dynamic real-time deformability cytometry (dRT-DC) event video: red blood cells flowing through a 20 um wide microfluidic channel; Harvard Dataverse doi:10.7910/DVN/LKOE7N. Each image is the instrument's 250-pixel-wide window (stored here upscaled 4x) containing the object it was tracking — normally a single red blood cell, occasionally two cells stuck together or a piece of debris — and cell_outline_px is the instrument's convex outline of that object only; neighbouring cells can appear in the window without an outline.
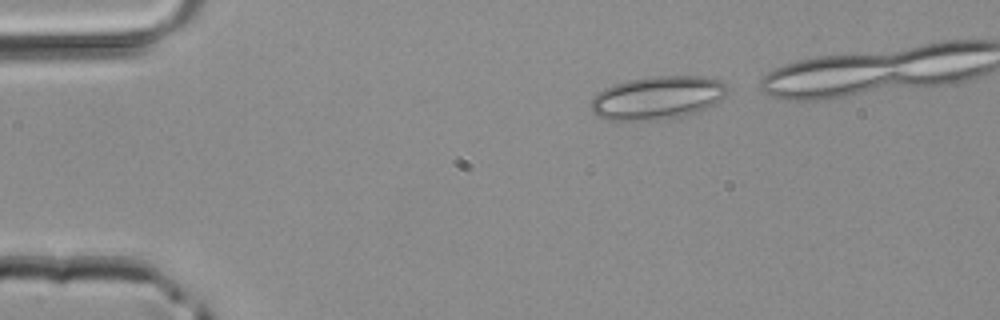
{"species": "common noctule bat (a hibernating species)", "species_latin": "Nyctalus noctula", "temperature_condition": "room temperature", "stored_images_in_passage": 32, "camera_frame_rate_fps": 3000, "um_per_image_px": 0.085, "animal": {"sex": "male", "body_mass_g": 20.4}, "frame": {"image": 1, "passage_image": 1, "time_ms": 0.0, "image_size_px": [1000, 320], "cell_outline_px": [[728, 92], [720, 100], [704, 108], [680, 116], [644, 120], [608, 120], [596, 116], [592, 112], [592, 96], [604, 88], [612, 84], [628, 80], [652, 76], [704, 76], [720, 80], [728, 88]], "centroid_in_image_um": [55.84, 8.28], "position_along_channel_um": 29.2, "area_um2": 34.04}}
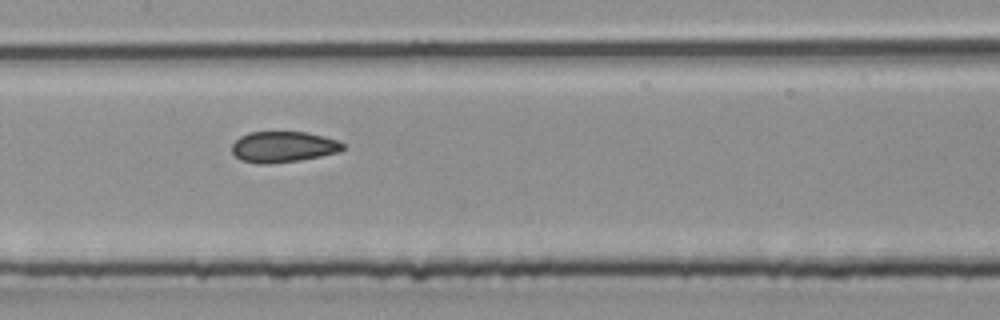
{"frame": {"image": 2, "passage_image": 15, "time_ms": 4.667, "image_size_px": [1000, 320], "cell_outline_px": [[344, 148], [340, 152], [300, 160], [268, 164], [260, 164], [240, 160], [232, 152], [232, 144], [240, 136], [248, 132], [308, 132], [336, 140], [344, 144]], "centroid_in_image_um": [24.06, 12.48], "position_along_channel_um": 183.3, "area_um2": 20.0}}
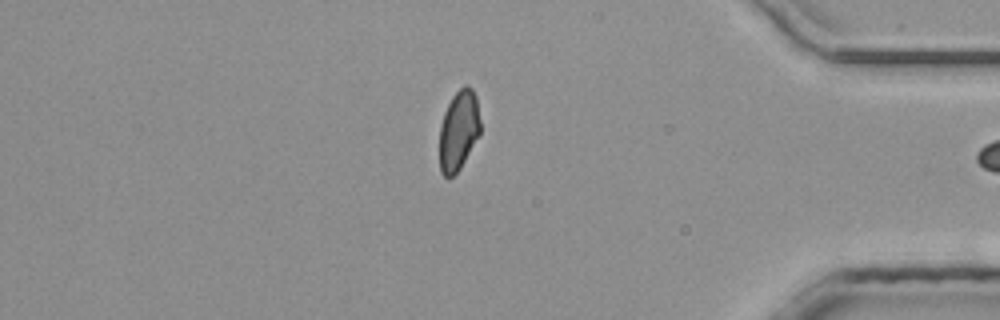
{"frame": {"image": 3, "passage_image": 31, "time_ms": 10.0, "image_size_px": [1000, 320], "cell_outline_px": [[480, 132], [460, 168], [452, 176], [444, 176], [440, 172], [440, 124], [444, 112], [452, 96], [464, 84], [468, 84], [472, 88], [476, 96], [480, 120]], "centroid_in_image_um": [38.98, 11.04], "position_along_channel_um": 396.2, "area_um2": 18.9}}